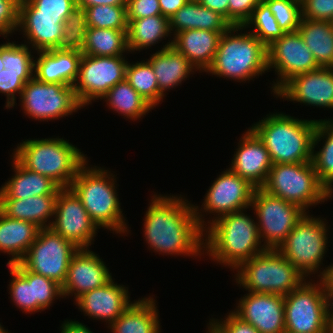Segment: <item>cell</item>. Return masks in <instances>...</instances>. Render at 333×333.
I'll list each match as a JSON object with an SVG mask.
<instances>
[{"instance_id":"6da1fadb","label":"cell","mask_w":333,"mask_h":333,"mask_svg":"<svg viewBox=\"0 0 333 333\" xmlns=\"http://www.w3.org/2000/svg\"><path fill=\"white\" fill-rule=\"evenodd\" d=\"M181 196H152L143 224L145 241L159 254L204 255V230L197 222L194 204Z\"/></svg>"},{"instance_id":"7a4b0ae2","label":"cell","mask_w":333,"mask_h":333,"mask_svg":"<svg viewBox=\"0 0 333 333\" xmlns=\"http://www.w3.org/2000/svg\"><path fill=\"white\" fill-rule=\"evenodd\" d=\"M244 211L223 215L204 229L205 254L233 271L266 250L261 244L257 222Z\"/></svg>"},{"instance_id":"3957f363","label":"cell","mask_w":333,"mask_h":333,"mask_svg":"<svg viewBox=\"0 0 333 333\" xmlns=\"http://www.w3.org/2000/svg\"><path fill=\"white\" fill-rule=\"evenodd\" d=\"M317 120H302L285 113L267 114L250 128L262 140L272 164L312 161Z\"/></svg>"},{"instance_id":"277c9868","label":"cell","mask_w":333,"mask_h":333,"mask_svg":"<svg viewBox=\"0 0 333 333\" xmlns=\"http://www.w3.org/2000/svg\"><path fill=\"white\" fill-rule=\"evenodd\" d=\"M87 164L88 160L80 167L70 188L80 198L99 229L102 227L116 234H128L126 219L117 197L116 175L105 168Z\"/></svg>"},{"instance_id":"5b68a950","label":"cell","mask_w":333,"mask_h":333,"mask_svg":"<svg viewBox=\"0 0 333 333\" xmlns=\"http://www.w3.org/2000/svg\"><path fill=\"white\" fill-rule=\"evenodd\" d=\"M13 151V156L25 168L51 178L61 188H70L88 158L67 139L59 137L27 139Z\"/></svg>"},{"instance_id":"8992f818","label":"cell","mask_w":333,"mask_h":333,"mask_svg":"<svg viewBox=\"0 0 333 333\" xmlns=\"http://www.w3.org/2000/svg\"><path fill=\"white\" fill-rule=\"evenodd\" d=\"M240 30L242 32L245 28L232 25L222 34L207 73L246 82L268 71L267 47L250 32L237 33Z\"/></svg>"},{"instance_id":"52a82bcc","label":"cell","mask_w":333,"mask_h":333,"mask_svg":"<svg viewBox=\"0 0 333 333\" xmlns=\"http://www.w3.org/2000/svg\"><path fill=\"white\" fill-rule=\"evenodd\" d=\"M236 284L252 293L288 295L305 278L277 249H266L236 270Z\"/></svg>"},{"instance_id":"ba28073f","label":"cell","mask_w":333,"mask_h":333,"mask_svg":"<svg viewBox=\"0 0 333 333\" xmlns=\"http://www.w3.org/2000/svg\"><path fill=\"white\" fill-rule=\"evenodd\" d=\"M261 188L306 212L310 206L324 203L333 196V191H328L320 183L312 161L273 164Z\"/></svg>"},{"instance_id":"9c48e42d","label":"cell","mask_w":333,"mask_h":333,"mask_svg":"<svg viewBox=\"0 0 333 333\" xmlns=\"http://www.w3.org/2000/svg\"><path fill=\"white\" fill-rule=\"evenodd\" d=\"M310 280L306 279L284 296L285 330L288 332L328 333L331 299L325 280L319 279L316 283Z\"/></svg>"},{"instance_id":"30bf717a","label":"cell","mask_w":333,"mask_h":333,"mask_svg":"<svg viewBox=\"0 0 333 333\" xmlns=\"http://www.w3.org/2000/svg\"><path fill=\"white\" fill-rule=\"evenodd\" d=\"M308 213L277 248L305 278L316 272L318 274L324 254L327 253L329 234L324 219L312 217Z\"/></svg>"},{"instance_id":"8fae6325","label":"cell","mask_w":333,"mask_h":333,"mask_svg":"<svg viewBox=\"0 0 333 333\" xmlns=\"http://www.w3.org/2000/svg\"><path fill=\"white\" fill-rule=\"evenodd\" d=\"M258 232L266 249H277L307 213L300 206L256 188L251 206Z\"/></svg>"},{"instance_id":"7c38bea8","label":"cell","mask_w":333,"mask_h":333,"mask_svg":"<svg viewBox=\"0 0 333 333\" xmlns=\"http://www.w3.org/2000/svg\"><path fill=\"white\" fill-rule=\"evenodd\" d=\"M78 249L52 228H42L19 263L27 270L52 279L62 286L70 260Z\"/></svg>"},{"instance_id":"4fadbf2b","label":"cell","mask_w":333,"mask_h":333,"mask_svg":"<svg viewBox=\"0 0 333 333\" xmlns=\"http://www.w3.org/2000/svg\"><path fill=\"white\" fill-rule=\"evenodd\" d=\"M25 115L40 121H51L82 109L73 86L44 83L35 77L26 82L19 97Z\"/></svg>"},{"instance_id":"5bb4252c","label":"cell","mask_w":333,"mask_h":333,"mask_svg":"<svg viewBox=\"0 0 333 333\" xmlns=\"http://www.w3.org/2000/svg\"><path fill=\"white\" fill-rule=\"evenodd\" d=\"M128 61L123 56L82 54L79 74L73 85L83 108L101 99L113 86L125 80Z\"/></svg>"},{"instance_id":"9a60e30c","label":"cell","mask_w":333,"mask_h":333,"mask_svg":"<svg viewBox=\"0 0 333 333\" xmlns=\"http://www.w3.org/2000/svg\"><path fill=\"white\" fill-rule=\"evenodd\" d=\"M255 189L256 187L249 181L237 175L229 168L226 169L214 180L211 187L207 190L201 209L194 205L198 224L204 230L208 223H212L223 215L251 208ZM201 211L206 214L211 213L214 216L213 218L211 216V219L206 223Z\"/></svg>"},{"instance_id":"2e32d148","label":"cell","mask_w":333,"mask_h":333,"mask_svg":"<svg viewBox=\"0 0 333 333\" xmlns=\"http://www.w3.org/2000/svg\"><path fill=\"white\" fill-rule=\"evenodd\" d=\"M277 73V80L271 87L274 93L291 77L319 69L311 50L300 33L287 32L267 47V69Z\"/></svg>"},{"instance_id":"e0dca14e","label":"cell","mask_w":333,"mask_h":333,"mask_svg":"<svg viewBox=\"0 0 333 333\" xmlns=\"http://www.w3.org/2000/svg\"><path fill=\"white\" fill-rule=\"evenodd\" d=\"M54 220L50 228L79 249L89 248L99 229L71 188L60 189Z\"/></svg>"},{"instance_id":"ac0fdd59","label":"cell","mask_w":333,"mask_h":333,"mask_svg":"<svg viewBox=\"0 0 333 333\" xmlns=\"http://www.w3.org/2000/svg\"><path fill=\"white\" fill-rule=\"evenodd\" d=\"M277 97L333 109V68L320 67L291 77L275 93Z\"/></svg>"},{"instance_id":"d6986e66","label":"cell","mask_w":333,"mask_h":333,"mask_svg":"<svg viewBox=\"0 0 333 333\" xmlns=\"http://www.w3.org/2000/svg\"><path fill=\"white\" fill-rule=\"evenodd\" d=\"M232 311L260 333H283L285 331L284 296L272 293H252L240 298Z\"/></svg>"},{"instance_id":"ffe728a7","label":"cell","mask_w":333,"mask_h":333,"mask_svg":"<svg viewBox=\"0 0 333 333\" xmlns=\"http://www.w3.org/2000/svg\"><path fill=\"white\" fill-rule=\"evenodd\" d=\"M102 260L89 248L78 249L70 260L66 279L61 286L63 297L74 294L76 301L84 293L109 282L112 276Z\"/></svg>"},{"instance_id":"44dd1931","label":"cell","mask_w":333,"mask_h":333,"mask_svg":"<svg viewBox=\"0 0 333 333\" xmlns=\"http://www.w3.org/2000/svg\"><path fill=\"white\" fill-rule=\"evenodd\" d=\"M234 154L229 169L261 188L273 164L264 143L250 127L241 136Z\"/></svg>"},{"instance_id":"7402d4cb","label":"cell","mask_w":333,"mask_h":333,"mask_svg":"<svg viewBox=\"0 0 333 333\" xmlns=\"http://www.w3.org/2000/svg\"><path fill=\"white\" fill-rule=\"evenodd\" d=\"M127 288L117 285L111 279L103 286L84 293L76 300L75 305L93 320H104L109 326L132 303Z\"/></svg>"},{"instance_id":"603a6c76","label":"cell","mask_w":333,"mask_h":333,"mask_svg":"<svg viewBox=\"0 0 333 333\" xmlns=\"http://www.w3.org/2000/svg\"><path fill=\"white\" fill-rule=\"evenodd\" d=\"M67 16L37 15V10H19L17 31L23 32L28 46L40 51L55 49L63 34Z\"/></svg>"},{"instance_id":"cb8c5ba5","label":"cell","mask_w":333,"mask_h":333,"mask_svg":"<svg viewBox=\"0 0 333 333\" xmlns=\"http://www.w3.org/2000/svg\"><path fill=\"white\" fill-rule=\"evenodd\" d=\"M34 77L44 83L73 86L79 74L82 53L56 49L36 52Z\"/></svg>"},{"instance_id":"d4e9b609","label":"cell","mask_w":333,"mask_h":333,"mask_svg":"<svg viewBox=\"0 0 333 333\" xmlns=\"http://www.w3.org/2000/svg\"><path fill=\"white\" fill-rule=\"evenodd\" d=\"M221 36V32L188 29L173 37L172 46L200 73L206 72L213 63Z\"/></svg>"},{"instance_id":"484cf974","label":"cell","mask_w":333,"mask_h":333,"mask_svg":"<svg viewBox=\"0 0 333 333\" xmlns=\"http://www.w3.org/2000/svg\"><path fill=\"white\" fill-rule=\"evenodd\" d=\"M172 44L173 40L171 42L169 40L163 45V48L161 47L160 50L147 59L157 77L159 90L164 96L166 91L176 86L178 87L190 74L197 71V68L183 54L179 53Z\"/></svg>"},{"instance_id":"4316f807","label":"cell","mask_w":333,"mask_h":333,"mask_svg":"<svg viewBox=\"0 0 333 333\" xmlns=\"http://www.w3.org/2000/svg\"><path fill=\"white\" fill-rule=\"evenodd\" d=\"M13 174L0 188V199H26L33 196L58 195L61 187L51 178L25 168L14 156Z\"/></svg>"},{"instance_id":"83f0119b","label":"cell","mask_w":333,"mask_h":333,"mask_svg":"<svg viewBox=\"0 0 333 333\" xmlns=\"http://www.w3.org/2000/svg\"><path fill=\"white\" fill-rule=\"evenodd\" d=\"M57 197L43 195L26 199H0V212L9 218L34 223L40 229L49 228L55 215Z\"/></svg>"},{"instance_id":"f1b7e54d","label":"cell","mask_w":333,"mask_h":333,"mask_svg":"<svg viewBox=\"0 0 333 333\" xmlns=\"http://www.w3.org/2000/svg\"><path fill=\"white\" fill-rule=\"evenodd\" d=\"M231 26L225 17L204 7L199 1H188L169 19L173 37L188 29L211 30L223 34Z\"/></svg>"},{"instance_id":"f546056e","label":"cell","mask_w":333,"mask_h":333,"mask_svg":"<svg viewBox=\"0 0 333 333\" xmlns=\"http://www.w3.org/2000/svg\"><path fill=\"white\" fill-rule=\"evenodd\" d=\"M156 300L145 297L134 300L108 327L113 333H160Z\"/></svg>"},{"instance_id":"4dcf8cb0","label":"cell","mask_w":333,"mask_h":333,"mask_svg":"<svg viewBox=\"0 0 333 333\" xmlns=\"http://www.w3.org/2000/svg\"><path fill=\"white\" fill-rule=\"evenodd\" d=\"M39 230L34 223L9 218L0 212V251L12 257L7 265L19 262L25 256Z\"/></svg>"},{"instance_id":"1f68e13d","label":"cell","mask_w":333,"mask_h":333,"mask_svg":"<svg viewBox=\"0 0 333 333\" xmlns=\"http://www.w3.org/2000/svg\"><path fill=\"white\" fill-rule=\"evenodd\" d=\"M297 30L319 67L333 68L332 23L302 18Z\"/></svg>"},{"instance_id":"d6a6232c","label":"cell","mask_w":333,"mask_h":333,"mask_svg":"<svg viewBox=\"0 0 333 333\" xmlns=\"http://www.w3.org/2000/svg\"><path fill=\"white\" fill-rule=\"evenodd\" d=\"M128 22L127 47L129 52L149 49L151 45L172 35L169 29V19L161 15L134 19Z\"/></svg>"},{"instance_id":"836d02e7","label":"cell","mask_w":333,"mask_h":333,"mask_svg":"<svg viewBox=\"0 0 333 333\" xmlns=\"http://www.w3.org/2000/svg\"><path fill=\"white\" fill-rule=\"evenodd\" d=\"M322 139L324 143L322 149L315 151V147ZM312 163L320 183L328 191H333V119L317 120L313 137Z\"/></svg>"},{"instance_id":"e575fe53","label":"cell","mask_w":333,"mask_h":333,"mask_svg":"<svg viewBox=\"0 0 333 333\" xmlns=\"http://www.w3.org/2000/svg\"><path fill=\"white\" fill-rule=\"evenodd\" d=\"M102 99L110 109L134 121L154 109L126 79L113 86Z\"/></svg>"},{"instance_id":"d590c367","label":"cell","mask_w":333,"mask_h":333,"mask_svg":"<svg viewBox=\"0 0 333 333\" xmlns=\"http://www.w3.org/2000/svg\"><path fill=\"white\" fill-rule=\"evenodd\" d=\"M127 31L87 27L81 53L89 56H125L128 53Z\"/></svg>"},{"instance_id":"8d00e7d4","label":"cell","mask_w":333,"mask_h":333,"mask_svg":"<svg viewBox=\"0 0 333 333\" xmlns=\"http://www.w3.org/2000/svg\"><path fill=\"white\" fill-rule=\"evenodd\" d=\"M125 79L153 107L163 101L164 95L159 90L157 77L147 60L133 64L128 62Z\"/></svg>"},{"instance_id":"74e56055","label":"cell","mask_w":333,"mask_h":333,"mask_svg":"<svg viewBox=\"0 0 333 333\" xmlns=\"http://www.w3.org/2000/svg\"><path fill=\"white\" fill-rule=\"evenodd\" d=\"M243 27L253 28L250 33L256 36L266 47L270 46L278 38L285 35L280 28L269 6L262 0L253 10L251 17Z\"/></svg>"},{"instance_id":"f35d334b","label":"cell","mask_w":333,"mask_h":333,"mask_svg":"<svg viewBox=\"0 0 333 333\" xmlns=\"http://www.w3.org/2000/svg\"><path fill=\"white\" fill-rule=\"evenodd\" d=\"M12 265L32 283L33 301H36V312H41L49 308L54 303L55 298H63L61 285L56 281L27 270L19 262Z\"/></svg>"},{"instance_id":"ab89813d","label":"cell","mask_w":333,"mask_h":333,"mask_svg":"<svg viewBox=\"0 0 333 333\" xmlns=\"http://www.w3.org/2000/svg\"><path fill=\"white\" fill-rule=\"evenodd\" d=\"M127 5H96L85 8L86 26L128 30Z\"/></svg>"},{"instance_id":"60d3db41","label":"cell","mask_w":333,"mask_h":333,"mask_svg":"<svg viewBox=\"0 0 333 333\" xmlns=\"http://www.w3.org/2000/svg\"><path fill=\"white\" fill-rule=\"evenodd\" d=\"M86 29L85 9L76 6L64 21L63 34L55 49L81 52L85 43Z\"/></svg>"},{"instance_id":"b9f144b4","label":"cell","mask_w":333,"mask_h":333,"mask_svg":"<svg viewBox=\"0 0 333 333\" xmlns=\"http://www.w3.org/2000/svg\"><path fill=\"white\" fill-rule=\"evenodd\" d=\"M31 49L25 44L6 42L1 44V58L4 69L13 72H34V58Z\"/></svg>"},{"instance_id":"7bdbcfd3","label":"cell","mask_w":333,"mask_h":333,"mask_svg":"<svg viewBox=\"0 0 333 333\" xmlns=\"http://www.w3.org/2000/svg\"><path fill=\"white\" fill-rule=\"evenodd\" d=\"M282 30L297 31L302 19L301 0H263Z\"/></svg>"},{"instance_id":"ee69618b","label":"cell","mask_w":333,"mask_h":333,"mask_svg":"<svg viewBox=\"0 0 333 333\" xmlns=\"http://www.w3.org/2000/svg\"><path fill=\"white\" fill-rule=\"evenodd\" d=\"M8 270L12 275L9 283L11 299L23 313L36 312V301H33L32 283H30L12 264H8Z\"/></svg>"},{"instance_id":"f6af8a7d","label":"cell","mask_w":333,"mask_h":333,"mask_svg":"<svg viewBox=\"0 0 333 333\" xmlns=\"http://www.w3.org/2000/svg\"><path fill=\"white\" fill-rule=\"evenodd\" d=\"M76 8L75 0H20L19 10H37V15L68 16Z\"/></svg>"},{"instance_id":"bcb514c9","label":"cell","mask_w":333,"mask_h":333,"mask_svg":"<svg viewBox=\"0 0 333 333\" xmlns=\"http://www.w3.org/2000/svg\"><path fill=\"white\" fill-rule=\"evenodd\" d=\"M34 77V72H13L7 69L0 71V93L6 96L5 107L10 109L16 103L15 93H22L27 81Z\"/></svg>"},{"instance_id":"7dc6e473","label":"cell","mask_w":333,"mask_h":333,"mask_svg":"<svg viewBox=\"0 0 333 333\" xmlns=\"http://www.w3.org/2000/svg\"><path fill=\"white\" fill-rule=\"evenodd\" d=\"M212 319L208 324L209 333H260L252 325L237 317L232 311L225 316V320Z\"/></svg>"},{"instance_id":"c3c4849f","label":"cell","mask_w":333,"mask_h":333,"mask_svg":"<svg viewBox=\"0 0 333 333\" xmlns=\"http://www.w3.org/2000/svg\"><path fill=\"white\" fill-rule=\"evenodd\" d=\"M302 18L328 21L333 19V0H301Z\"/></svg>"},{"instance_id":"681fc988","label":"cell","mask_w":333,"mask_h":333,"mask_svg":"<svg viewBox=\"0 0 333 333\" xmlns=\"http://www.w3.org/2000/svg\"><path fill=\"white\" fill-rule=\"evenodd\" d=\"M20 0H0V35L7 38L18 28ZM15 30V31H14Z\"/></svg>"},{"instance_id":"f907efd6","label":"cell","mask_w":333,"mask_h":333,"mask_svg":"<svg viewBox=\"0 0 333 333\" xmlns=\"http://www.w3.org/2000/svg\"><path fill=\"white\" fill-rule=\"evenodd\" d=\"M261 1L262 0H229L228 21L232 25L243 26Z\"/></svg>"},{"instance_id":"816d5d0a","label":"cell","mask_w":333,"mask_h":333,"mask_svg":"<svg viewBox=\"0 0 333 333\" xmlns=\"http://www.w3.org/2000/svg\"><path fill=\"white\" fill-rule=\"evenodd\" d=\"M127 21L161 15L159 0H127Z\"/></svg>"},{"instance_id":"f5cc1de1","label":"cell","mask_w":333,"mask_h":333,"mask_svg":"<svg viewBox=\"0 0 333 333\" xmlns=\"http://www.w3.org/2000/svg\"><path fill=\"white\" fill-rule=\"evenodd\" d=\"M189 0H159L162 15L170 19Z\"/></svg>"},{"instance_id":"db71d44e","label":"cell","mask_w":333,"mask_h":333,"mask_svg":"<svg viewBox=\"0 0 333 333\" xmlns=\"http://www.w3.org/2000/svg\"><path fill=\"white\" fill-rule=\"evenodd\" d=\"M199 2L210 10H213L228 20L229 0H199Z\"/></svg>"},{"instance_id":"11a10c76","label":"cell","mask_w":333,"mask_h":333,"mask_svg":"<svg viewBox=\"0 0 333 333\" xmlns=\"http://www.w3.org/2000/svg\"><path fill=\"white\" fill-rule=\"evenodd\" d=\"M60 328L61 333H93L85 324L72 320L64 321Z\"/></svg>"},{"instance_id":"9f6ffc18","label":"cell","mask_w":333,"mask_h":333,"mask_svg":"<svg viewBox=\"0 0 333 333\" xmlns=\"http://www.w3.org/2000/svg\"><path fill=\"white\" fill-rule=\"evenodd\" d=\"M79 8H88L96 5H127V0H75Z\"/></svg>"},{"instance_id":"6f0895ef","label":"cell","mask_w":333,"mask_h":333,"mask_svg":"<svg viewBox=\"0 0 333 333\" xmlns=\"http://www.w3.org/2000/svg\"><path fill=\"white\" fill-rule=\"evenodd\" d=\"M319 272L318 277L319 279L325 280L329 297L331 301H333V264L331 263V265L326 267L323 271L320 269Z\"/></svg>"},{"instance_id":"680465c9","label":"cell","mask_w":333,"mask_h":333,"mask_svg":"<svg viewBox=\"0 0 333 333\" xmlns=\"http://www.w3.org/2000/svg\"><path fill=\"white\" fill-rule=\"evenodd\" d=\"M328 333H333V301H331L328 311Z\"/></svg>"},{"instance_id":"91938a15","label":"cell","mask_w":333,"mask_h":333,"mask_svg":"<svg viewBox=\"0 0 333 333\" xmlns=\"http://www.w3.org/2000/svg\"><path fill=\"white\" fill-rule=\"evenodd\" d=\"M4 69V64L2 63V58H1V45H0V71Z\"/></svg>"},{"instance_id":"94428289","label":"cell","mask_w":333,"mask_h":333,"mask_svg":"<svg viewBox=\"0 0 333 333\" xmlns=\"http://www.w3.org/2000/svg\"><path fill=\"white\" fill-rule=\"evenodd\" d=\"M0 333H9L8 330L3 328V326L0 324Z\"/></svg>"}]
</instances>
